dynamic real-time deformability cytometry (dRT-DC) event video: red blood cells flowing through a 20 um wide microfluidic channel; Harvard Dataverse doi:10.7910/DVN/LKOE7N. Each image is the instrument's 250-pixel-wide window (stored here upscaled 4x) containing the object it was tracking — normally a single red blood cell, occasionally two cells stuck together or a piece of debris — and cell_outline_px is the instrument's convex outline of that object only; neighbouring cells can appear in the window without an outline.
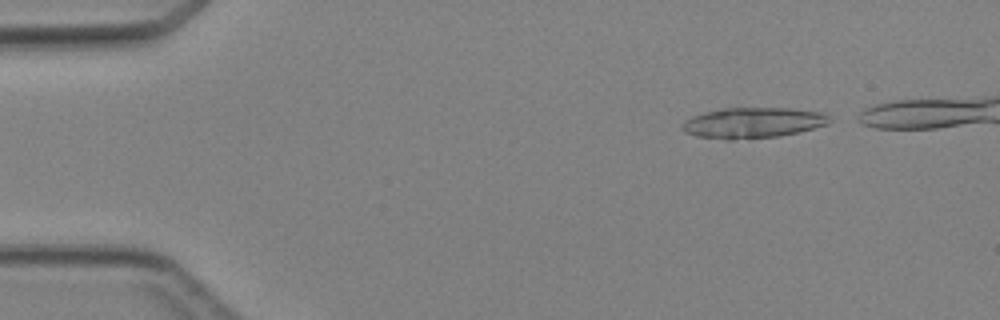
{"species": "Egyptian fruit bat (a non-hibernating species)", "species_latin": "Rousettus aegyptiacus", "temperature_condition": "cold", "stored_images_in_passage": 31, "camera_frame_rate_fps": 3000, "um_per_image_px": 0.085, "animal": {"sex": "female"}, "frame": {"image": 1, "passage_image": 1, "time_ms": 0.0, "image_size_px": [1000, 320], "cell_outline_px": [[832, 120], [828, 124], [780, 136], [732, 140], [728, 140], [696, 136], [684, 132], [680, 128], [680, 124], [684, 120], [692, 116], [704, 112], [720, 108], [792, 108], [824, 112], [832, 116]], "centroid_in_image_um": [63.98, 10.43], "position_along_channel_um": 21.0, "area_um2": 26.65}}
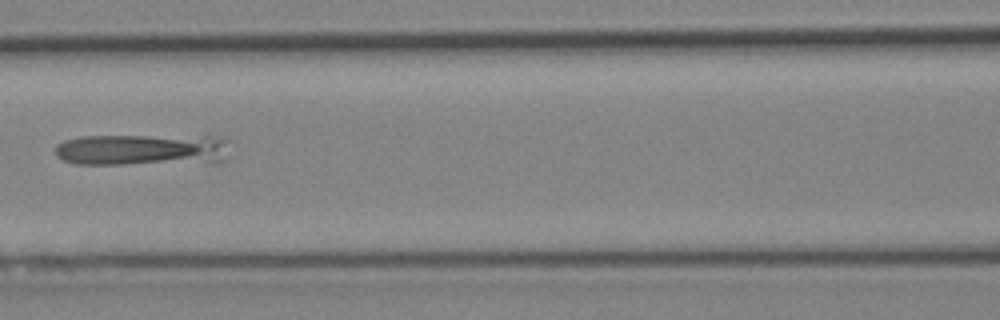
{"frame": {"image": 2, "passage_image": 16, "time_ms": 5.0, "image_size_px": [1000, 320], "cell_outline_px": [[232, 140], [224, 160], [216, 164], [76, 164], [64, 160], [56, 156], [56, 144], [64, 140], [80, 136], [224, 136]], "centroid_in_image_um": [12.24, 12.74], "position_along_channel_um": 154.4, "area_um2": 33.47}}
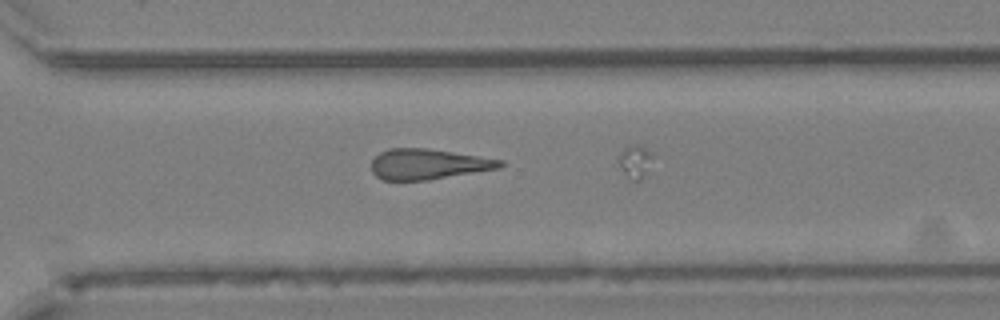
{"frame": {"image": 3, "passage_image": 28, "time_ms": 9.0, "image_size_px": [1000, 320], "cell_outline_px": [[504, 164], [500, 168], [428, 180], [384, 180], [376, 176], [372, 172], [372, 160], [380, 152], [388, 148], [424, 148], [452, 152], [504, 160]], "centroid_in_image_um": [36.38, 13.95], "position_along_channel_um": 334.2, "area_um2": 22.72}}